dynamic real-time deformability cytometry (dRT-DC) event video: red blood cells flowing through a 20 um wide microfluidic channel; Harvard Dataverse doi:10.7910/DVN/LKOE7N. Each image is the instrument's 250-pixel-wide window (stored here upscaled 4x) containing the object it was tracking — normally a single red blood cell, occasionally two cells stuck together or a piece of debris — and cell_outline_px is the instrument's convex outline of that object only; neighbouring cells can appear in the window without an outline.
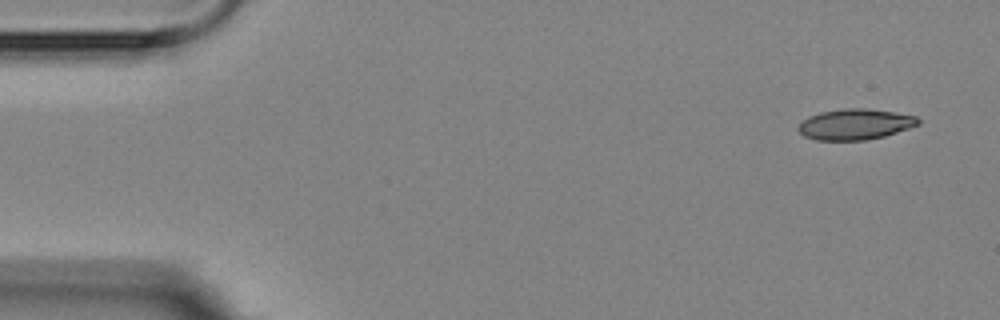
{"species": "Egyptian fruit bat (a non-hibernating species)", "species_latin": "Rousettus aegyptiacus", "temperature_condition": "room temperature", "stored_images_in_passage": 11, "camera_frame_rate_fps": 3000, "um_per_image_px": 0.085, "animal": {"sex": "female"}, "frame": {"image": 1, "passage_image": 1, "time_ms": 0.0, "image_size_px": [1000, 320], "cell_outline_px": [[920, 124], [884, 136], [864, 140], [816, 140], [804, 136], [796, 128], [808, 116], [820, 112], [844, 108], [868, 108], [916, 116], [920, 120]], "centroid_in_image_um": [72.67, 10.56], "position_along_channel_um": 12.3, "area_um2": 21.39}}
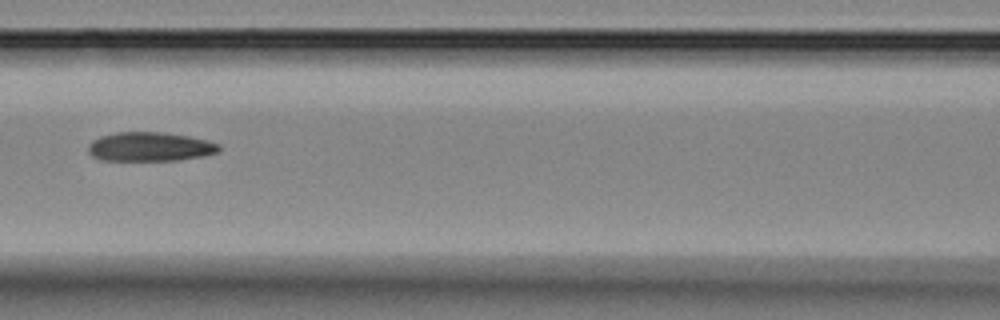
{"frame": {"image": 2, "passage_image": 7, "time_ms": 7.0, "image_size_px": [1000, 320], "cell_outline_px": [[220, 152], [204, 156], [176, 160], [100, 160], [92, 156], [88, 152], [88, 144], [92, 140], [100, 136], [116, 132], [160, 132], [188, 136], [208, 140], [220, 144]], "centroid_in_image_um": [12.74, 12.47], "position_along_channel_um": 153.9, "area_um2": 22.31}}
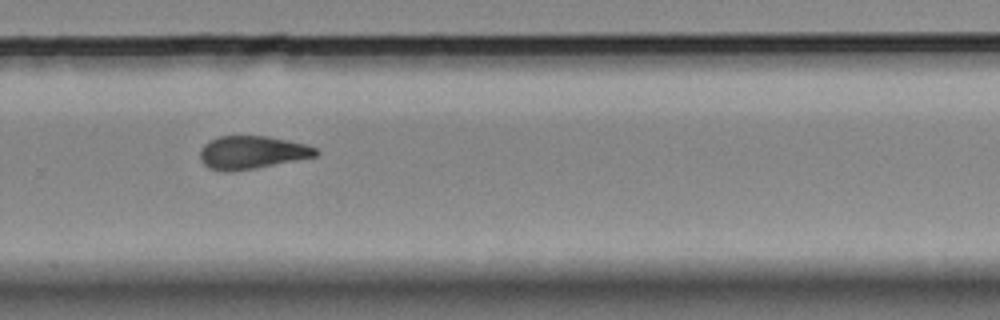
{"frame": {"image": 3, "passage_image": 11, "time_ms": 11.333, "image_size_px": [1000, 320], "cell_outline_px": [[320, 152], [316, 156], [252, 168], [228, 172], [224, 172], [208, 168], [200, 160], [200, 152], [204, 144], [208, 140], [220, 136], [268, 136], [304, 144], [316, 148]], "centroid_in_image_um": [21.36, 12.95], "position_along_channel_um": 308.4, "area_um2": 22.02}}